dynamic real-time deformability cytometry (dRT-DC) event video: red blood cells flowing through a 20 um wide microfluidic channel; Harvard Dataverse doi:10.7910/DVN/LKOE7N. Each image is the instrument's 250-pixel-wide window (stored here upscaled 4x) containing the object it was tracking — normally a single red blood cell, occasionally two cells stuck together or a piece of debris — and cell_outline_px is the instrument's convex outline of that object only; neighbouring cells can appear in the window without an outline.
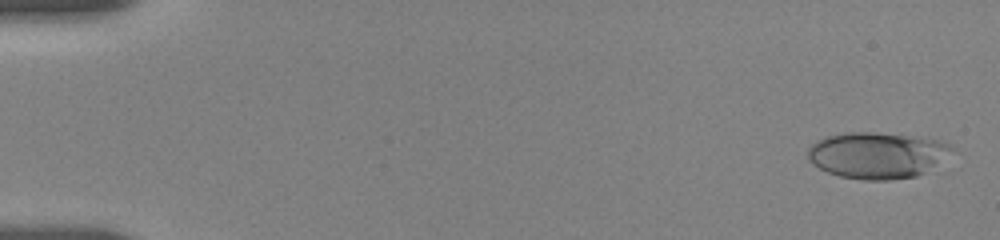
{"species": "human", "species_latin": "Homo sapiens", "temperature_condition": "room temperature", "stored_images_in_passage": 11, "camera_frame_rate_fps": 3000, "um_per_image_px": 0.085, "donor": {"sex": "female"}, "frame": {"image": 1, "passage_image": 1, "time_ms": 0.0, "image_size_px": [1000, 240], "cell_outline_px": [[956, 148], [924, 172], [916, 176], [888, 180], [864, 180], [840, 176], [828, 172], [812, 164], [808, 160], [808, 148], [812, 144], [828, 136], [844, 132], [872, 132], [936, 140], [948, 144]], "centroid_in_image_um": [74.49, 13.2], "position_along_channel_um": 10.5, "area_um2": 38.09}}
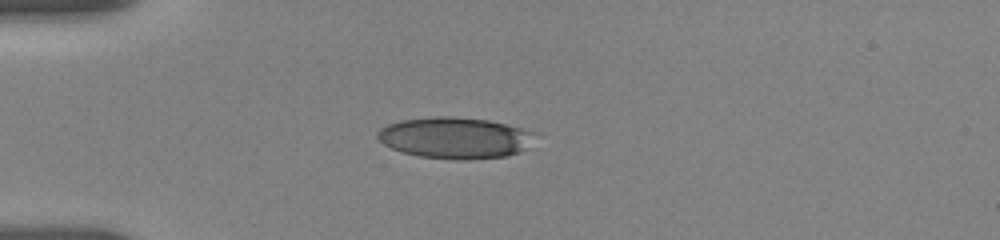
{"frame": {"image": 2, "passage_image": 10, "time_ms": 4.333, "image_size_px": [1000, 240], "cell_outline_px": [[540, 132], [520, 152], [504, 156], [456, 160], [420, 156], [404, 152], [392, 148], [384, 144], [376, 136], [376, 132], [380, 128], [388, 124], [400, 120], [436, 116], [448, 116], [488, 120]], "centroid_in_image_um": [38.68, 11.7], "position_along_channel_um": 46.3, "area_um2": 37.74}}